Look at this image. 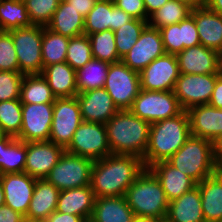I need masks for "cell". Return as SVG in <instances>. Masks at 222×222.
Instances as JSON below:
<instances>
[{"mask_svg": "<svg viewBox=\"0 0 222 222\" xmlns=\"http://www.w3.org/2000/svg\"><path fill=\"white\" fill-rule=\"evenodd\" d=\"M144 169L142 159L135 155L110 154L94 161L90 185L95 198L124 196Z\"/></svg>", "mask_w": 222, "mask_h": 222, "instance_id": "obj_1", "label": "cell"}, {"mask_svg": "<svg viewBox=\"0 0 222 222\" xmlns=\"http://www.w3.org/2000/svg\"><path fill=\"white\" fill-rule=\"evenodd\" d=\"M105 127L111 154L144 157L149 143V122L130 110H119Z\"/></svg>", "mask_w": 222, "mask_h": 222, "instance_id": "obj_2", "label": "cell"}, {"mask_svg": "<svg viewBox=\"0 0 222 222\" xmlns=\"http://www.w3.org/2000/svg\"><path fill=\"white\" fill-rule=\"evenodd\" d=\"M191 136L189 117L183 111L176 117L150 124L149 143L142 158L145 168L167 161Z\"/></svg>", "mask_w": 222, "mask_h": 222, "instance_id": "obj_3", "label": "cell"}, {"mask_svg": "<svg viewBox=\"0 0 222 222\" xmlns=\"http://www.w3.org/2000/svg\"><path fill=\"white\" fill-rule=\"evenodd\" d=\"M136 217L165 221L169 201L155 174L145 168L124 195Z\"/></svg>", "mask_w": 222, "mask_h": 222, "instance_id": "obj_4", "label": "cell"}, {"mask_svg": "<svg viewBox=\"0 0 222 222\" xmlns=\"http://www.w3.org/2000/svg\"><path fill=\"white\" fill-rule=\"evenodd\" d=\"M167 162L200 183L221 167L214 154L213 141L191 135Z\"/></svg>", "mask_w": 222, "mask_h": 222, "instance_id": "obj_5", "label": "cell"}, {"mask_svg": "<svg viewBox=\"0 0 222 222\" xmlns=\"http://www.w3.org/2000/svg\"><path fill=\"white\" fill-rule=\"evenodd\" d=\"M129 110L150 124L176 117L184 111L174 91H147L144 89L140 90Z\"/></svg>", "mask_w": 222, "mask_h": 222, "instance_id": "obj_6", "label": "cell"}, {"mask_svg": "<svg viewBox=\"0 0 222 222\" xmlns=\"http://www.w3.org/2000/svg\"><path fill=\"white\" fill-rule=\"evenodd\" d=\"M9 32L16 50L19 72L23 75L42 74L43 26L32 24Z\"/></svg>", "mask_w": 222, "mask_h": 222, "instance_id": "obj_7", "label": "cell"}, {"mask_svg": "<svg viewBox=\"0 0 222 222\" xmlns=\"http://www.w3.org/2000/svg\"><path fill=\"white\" fill-rule=\"evenodd\" d=\"M94 161L65 151L45 178L60 191L88 186Z\"/></svg>", "mask_w": 222, "mask_h": 222, "instance_id": "obj_8", "label": "cell"}, {"mask_svg": "<svg viewBox=\"0 0 222 222\" xmlns=\"http://www.w3.org/2000/svg\"><path fill=\"white\" fill-rule=\"evenodd\" d=\"M104 88L118 110H129L141 90L140 75L122 61L111 63Z\"/></svg>", "mask_w": 222, "mask_h": 222, "instance_id": "obj_9", "label": "cell"}, {"mask_svg": "<svg viewBox=\"0 0 222 222\" xmlns=\"http://www.w3.org/2000/svg\"><path fill=\"white\" fill-rule=\"evenodd\" d=\"M65 151L93 161L110 155L105 124L83 121Z\"/></svg>", "mask_w": 222, "mask_h": 222, "instance_id": "obj_10", "label": "cell"}, {"mask_svg": "<svg viewBox=\"0 0 222 222\" xmlns=\"http://www.w3.org/2000/svg\"><path fill=\"white\" fill-rule=\"evenodd\" d=\"M82 122L80 106L76 96L56 98L53 103L49 141L66 148Z\"/></svg>", "mask_w": 222, "mask_h": 222, "instance_id": "obj_11", "label": "cell"}, {"mask_svg": "<svg viewBox=\"0 0 222 222\" xmlns=\"http://www.w3.org/2000/svg\"><path fill=\"white\" fill-rule=\"evenodd\" d=\"M219 76L220 74L180 73L174 94L183 110L187 111L193 106L208 104Z\"/></svg>", "mask_w": 222, "mask_h": 222, "instance_id": "obj_12", "label": "cell"}, {"mask_svg": "<svg viewBox=\"0 0 222 222\" xmlns=\"http://www.w3.org/2000/svg\"><path fill=\"white\" fill-rule=\"evenodd\" d=\"M141 89L147 91H174L180 76L176 55L165 53L153 60L140 73Z\"/></svg>", "mask_w": 222, "mask_h": 222, "instance_id": "obj_13", "label": "cell"}, {"mask_svg": "<svg viewBox=\"0 0 222 222\" xmlns=\"http://www.w3.org/2000/svg\"><path fill=\"white\" fill-rule=\"evenodd\" d=\"M53 103L22 104V125L17 139L24 142L49 141Z\"/></svg>", "mask_w": 222, "mask_h": 222, "instance_id": "obj_14", "label": "cell"}, {"mask_svg": "<svg viewBox=\"0 0 222 222\" xmlns=\"http://www.w3.org/2000/svg\"><path fill=\"white\" fill-rule=\"evenodd\" d=\"M165 54L160 30L149 24L144 28L137 42L122 58V62L140 73L153 60Z\"/></svg>", "mask_w": 222, "mask_h": 222, "instance_id": "obj_15", "label": "cell"}, {"mask_svg": "<svg viewBox=\"0 0 222 222\" xmlns=\"http://www.w3.org/2000/svg\"><path fill=\"white\" fill-rule=\"evenodd\" d=\"M64 152V147L52 141L27 142L24 172L35 179H45Z\"/></svg>", "mask_w": 222, "mask_h": 222, "instance_id": "obj_16", "label": "cell"}, {"mask_svg": "<svg viewBox=\"0 0 222 222\" xmlns=\"http://www.w3.org/2000/svg\"><path fill=\"white\" fill-rule=\"evenodd\" d=\"M5 205L26 216L32 199L36 179L25 172L0 175Z\"/></svg>", "mask_w": 222, "mask_h": 222, "instance_id": "obj_17", "label": "cell"}, {"mask_svg": "<svg viewBox=\"0 0 222 222\" xmlns=\"http://www.w3.org/2000/svg\"><path fill=\"white\" fill-rule=\"evenodd\" d=\"M84 122L107 123L119 110L105 88H97L76 95Z\"/></svg>", "mask_w": 222, "mask_h": 222, "instance_id": "obj_18", "label": "cell"}, {"mask_svg": "<svg viewBox=\"0 0 222 222\" xmlns=\"http://www.w3.org/2000/svg\"><path fill=\"white\" fill-rule=\"evenodd\" d=\"M176 57L182 74H220L218 52L201 44L182 50Z\"/></svg>", "mask_w": 222, "mask_h": 222, "instance_id": "obj_19", "label": "cell"}, {"mask_svg": "<svg viewBox=\"0 0 222 222\" xmlns=\"http://www.w3.org/2000/svg\"><path fill=\"white\" fill-rule=\"evenodd\" d=\"M191 135L214 141L222 132V109L209 104L187 110Z\"/></svg>", "mask_w": 222, "mask_h": 222, "instance_id": "obj_20", "label": "cell"}, {"mask_svg": "<svg viewBox=\"0 0 222 222\" xmlns=\"http://www.w3.org/2000/svg\"><path fill=\"white\" fill-rule=\"evenodd\" d=\"M149 169L160 181L167 200L170 202L192 190L197 183L167 161H160L150 166Z\"/></svg>", "mask_w": 222, "mask_h": 222, "instance_id": "obj_21", "label": "cell"}, {"mask_svg": "<svg viewBox=\"0 0 222 222\" xmlns=\"http://www.w3.org/2000/svg\"><path fill=\"white\" fill-rule=\"evenodd\" d=\"M200 44L217 51L222 50V15L211 11L206 5L192 9Z\"/></svg>", "mask_w": 222, "mask_h": 222, "instance_id": "obj_22", "label": "cell"}, {"mask_svg": "<svg viewBox=\"0 0 222 222\" xmlns=\"http://www.w3.org/2000/svg\"><path fill=\"white\" fill-rule=\"evenodd\" d=\"M205 222L222 221V168L197 183Z\"/></svg>", "mask_w": 222, "mask_h": 222, "instance_id": "obj_23", "label": "cell"}, {"mask_svg": "<svg viewBox=\"0 0 222 222\" xmlns=\"http://www.w3.org/2000/svg\"><path fill=\"white\" fill-rule=\"evenodd\" d=\"M60 190L46 179H36L35 189L30 201L26 221H45L56 211Z\"/></svg>", "mask_w": 222, "mask_h": 222, "instance_id": "obj_24", "label": "cell"}, {"mask_svg": "<svg viewBox=\"0 0 222 222\" xmlns=\"http://www.w3.org/2000/svg\"><path fill=\"white\" fill-rule=\"evenodd\" d=\"M165 222H205L198 186L169 202Z\"/></svg>", "mask_w": 222, "mask_h": 222, "instance_id": "obj_25", "label": "cell"}, {"mask_svg": "<svg viewBox=\"0 0 222 222\" xmlns=\"http://www.w3.org/2000/svg\"><path fill=\"white\" fill-rule=\"evenodd\" d=\"M95 196L91 185L60 191L56 211L91 217L94 208Z\"/></svg>", "mask_w": 222, "mask_h": 222, "instance_id": "obj_26", "label": "cell"}, {"mask_svg": "<svg viewBox=\"0 0 222 222\" xmlns=\"http://www.w3.org/2000/svg\"><path fill=\"white\" fill-rule=\"evenodd\" d=\"M41 75L48 82L56 98L75 97L78 94L76 70L67 62L44 67Z\"/></svg>", "mask_w": 222, "mask_h": 222, "instance_id": "obj_27", "label": "cell"}, {"mask_svg": "<svg viewBox=\"0 0 222 222\" xmlns=\"http://www.w3.org/2000/svg\"><path fill=\"white\" fill-rule=\"evenodd\" d=\"M91 217L96 222H134L136 218L124 196L95 198Z\"/></svg>", "mask_w": 222, "mask_h": 222, "instance_id": "obj_28", "label": "cell"}, {"mask_svg": "<svg viewBox=\"0 0 222 222\" xmlns=\"http://www.w3.org/2000/svg\"><path fill=\"white\" fill-rule=\"evenodd\" d=\"M84 24L85 17L61 0L46 27L57 34L72 38L84 34Z\"/></svg>", "mask_w": 222, "mask_h": 222, "instance_id": "obj_29", "label": "cell"}, {"mask_svg": "<svg viewBox=\"0 0 222 222\" xmlns=\"http://www.w3.org/2000/svg\"><path fill=\"white\" fill-rule=\"evenodd\" d=\"M27 142L13 136L0 137V175L24 172Z\"/></svg>", "mask_w": 222, "mask_h": 222, "instance_id": "obj_30", "label": "cell"}, {"mask_svg": "<svg viewBox=\"0 0 222 222\" xmlns=\"http://www.w3.org/2000/svg\"><path fill=\"white\" fill-rule=\"evenodd\" d=\"M55 100V95L41 74L24 75L20 91L22 104L54 103Z\"/></svg>", "mask_w": 222, "mask_h": 222, "instance_id": "obj_31", "label": "cell"}, {"mask_svg": "<svg viewBox=\"0 0 222 222\" xmlns=\"http://www.w3.org/2000/svg\"><path fill=\"white\" fill-rule=\"evenodd\" d=\"M109 66V63L93 58L82 68L76 70L78 93L103 88Z\"/></svg>", "mask_w": 222, "mask_h": 222, "instance_id": "obj_32", "label": "cell"}, {"mask_svg": "<svg viewBox=\"0 0 222 222\" xmlns=\"http://www.w3.org/2000/svg\"><path fill=\"white\" fill-rule=\"evenodd\" d=\"M69 40V37L57 34L43 26L41 47L43 68L66 61Z\"/></svg>", "mask_w": 222, "mask_h": 222, "instance_id": "obj_33", "label": "cell"}, {"mask_svg": "<svg viewBox=\"0 0 222 222\" xmlns=\"http://www.w3.org/2000/svg\"><path fill=\"white\" fill-rule=\"evenodd\" d=\"M32 25L26 4L21 0H1L0 31H11Z\"/></svg>", "mask_w": 222, "mask_h": 222, "instance_id": "obj_34", "label": "cell"}, {"mask_svg": "<svg viewBox=\"0 0 222 222\" xmlns=\"http://www.w3.org/2000/svg\"><path fill=\"white\" fill-rule=\"evenodd\" d=\"M191 11L192 8L188 5L178 0H169L149 17L148 24L151 27L161 29L179 23L187 18Z\"/></svg>", "mask_w": 222, "mask_h": 222, "instance_id": "obj_35", "label": "cell"}, {"mask_svg": "<svg viewBox=\"0 0 222 222\" xmlns=\"http://www.w3.org/2000/svg\"><path fill=\"white\" fill-rule=\"evenodd\" d=\"M91 42L92 57L109 64L116 63L122 59L117 53L114 31L104 30L88 35Z\"/></svg>", "mask_w": 222, "mask_h": 222, "instance_id": "obj_36", "label": "cell"}, {"mask_svg": "<svg viewBox=\"0 0 222 222\" xmlns=\"http://www.w3.org/2000/svg\"><path fill=\"white\" fill-rule=\"evenodd\" d=\"M111 25H113V3L98 0L94 8L85 17L84 34L89 35L111 30Z\"/></svg>", "mask_w": 222, "mask_h": 222, "instance_id": "obj_37", "label": "cell"}, {"mask_svg": "<svg viewBox=\"0 0 222 222\" xmlns=\"http://www.w3.org/2000/svg\"><path fill=\"white\" fill-rule=\"evenodd\" d=\"M22 125V103L20 99L0 102V130L3 135L17 138Z\"/></svg>", "mask_w": 222, "mask_h": 222, "instance_id": "obj_38", "label": "cell"}, {"mask_svg": "<svg viewBox=\"0 0 222 222\" xmlns=\"http://www.w3.org/2000/svg\"><path fill=\"white\" fill-rule=\"evenodd\" d=\"M148 21L133 18L114 31L117 53L122 59L137 42Z\"/></svg>", "mask_w": 222, "mask_h": 222, "instance_id": "obj_39", "label": "cell"}, {"mask_svg": "<svg viewBox=\"0 0 222 222\" xmlns=\"http://www.w3.org/2000/svg\"><path fill=\"white\" fill-rule=\"evenodd\" d=\"M92 57L91 42L88 35L72 37L69 40L66 61L74 70L86 65Z\"/></svg>", "mask_w": 222, "mask_h": 222, "instance_id": "obj_40", "label": "cell"}, {"mask_svg": "<svg viewBox=\"0 0 222 222\" xmlns=\"http://www.w3.org/2000/svg\"><path fill=\"white\" fill-rule=\"evenodd\" d=\"M61 0H25L29 19L33 25L46 27Z\"/></svg>", "mask_w": 222, "mask_h": 222, "instance_id": "obj_41", "label": "cell"}, {"mask_svg": "<svg viewBox=\"0 0 222 222\" xmlns=\"http://www.w3.org/2000/svg\"><path fill=\"white\" fill-rule=\"evenodd\" d=\"M0 71L19 72L18 58L9 31H0Z\"/></svg>", "mask_w": 222, "mask_h": 222, "instance_id": "obj_42", "label": "cell"}, {"mask_svg": "<svg viewBox=\"0 0 222 222\" xmlns=\"http://www.w3.org/2000/svg\"><path fill=\"white\" fill-rule=\"evenodd\" d=\"M23 78L20 72L0 71V102L20 99Z\"/></svg>", "mask_w": 222, "mask_h": 222, "instance_id": "obj_43", "label": "cell"}, {"mask_svg": "<svg viewBox=\"0 0 222 222\" xmlns=\"http://www.w3.org/2000/svg\"><path fill=\"white\" fill-rule=\"evenodd\" d=\"M160 30L165 53L177 55L183 50L180 36V22L165 26Z\"/></svg>", "mask_w": 222, "mask_h": 222, "instance_id": "obj_44", "label": "cell"}, {"mask_svg": "<svg viewBox=\"0 0 222 222\" xmlns=\"http://www.w3.org/2000/svg\"><path fill=\"white\" fill-rule=\"evenodd\" d=\"M180 36L183 50L200 44L195 20L191 14L180 21Z\"/></svg>", "mask_w": 222, "mask_h": 222, "instance_id": "obj_45", "label": "cell"}, {"mask_svg": "<svg viewBox=\"0 0 222 222\" xmlns=\"http://www.w3.org/2000/svg\"><path fill=\"white\" fill-rule=\"evenodd\" d=\"M114 5L135 19L146 20L143 0H117Z\"/></svg>", "mask_w": 222, "mask_h": 222, "instance_id": "obj_46", "label": "cell"}, {"mask_svg": "<svg viewBox=\"0 0 222 222\" xmlns=\"http://www.w3.org/2000/svg\"><path fill=\"white\" fill-rule=\"evenodd\" d=\"M0 222H26L25 216L7 205L0 207Z\"/></svg>", "mask_w": 222, "mask_h": 222, "instance_id": "obj_47", "label": "cell"}, {"mask_svg": "<svg viewBox=\"0 0 222 222\" xmlns=\"http://www.w3.org/2000/svg\"><path fill=\"white\" fill-rule=\"evenodd\" d=\"M82 16L86 17L98 0H64Z\"/></svg>", "mask_w": 222, "mask_h": 222, "instance_id": "obj_48", "label": "cell"}, {"mask_svg": "<svg viewBox=\"0 0 222 222\" xmlns=\"http://www.w3.org/2000/svg\"><path fill=\"white\" fill-rule=\"evenodd\" d=\"M132 19L133 17L128 15L122 9L117 8L113 3V25H111V31H115Z\"/></svg>", "mask_w": 222, "mask_h": 222, "instance_id": "obj_49", "label": "cell"}, {"mask_svg": "<svg viewBox=\"0 0 222 222\" xmlns=\"http://www.w3.org/2000/svg\"><path fill=\"white\" fill-rule=\"evenodd\" d=\"M208 104L215 108L222 109V75L216 79V84Z\"/></svg>", "mask_w": 222, "mask_h": 222, "instance_id": "obj_50", "label": "cell"}, {"mask_svg": "<svg viewBox=\"0 0 222 222\" xmlns=\"http://www.w3.org/2000/svg\"><path fill=\"white\" fill-rule=\"evenodd\" d=\"M83 218L81 216L73 214H65L61 212L54 211L45 220L46 222H81Z\"/></svg>", "mask_w": 222, "mask_h": 222, "instance_id": "obj_51", "label": "cell"}, {"mask_svg": "<svg viewBox=\"0 0 222 222\" xmlns=\"http://www.w3.org/2000/svg\"><path fill=\"white\" fill-rule=\"evenodd\" d=\"M143 1H144V7L146 9V21H148L149 17L169 0H143Z\"/></svg>", "mask_w": 222, "mask_h": 222, "instance_id": "obj_52", "label": "cell"}, {"mask_svg": "<svg viewBox=\"0 0 222 222\" xmlns=\"http://www.w3.org/2000/svg\"><path fill=\"white\" fill-rule=\"evenodd\" d=\"M213 148L218 165L222 167V132L213 141Z\"/></svg>", "mask_w": 222, "mask_h": 222, "instance_id": "obj_53", "label": "cell"}, {"mask_svg": "<svg viewBox=\"0 0 222 222\" xmlns=\"http://www.w3.org/2000/svg\"><path fill=\"white\" fill-rule=\"evenodd\" d=\"M206 6L211 11L222 15V0H206Z\"/></svg>", "mask_w": 222, "mask_h": 222, "instance_id": "obj_54", "label": "cell"}, {"mask_svg": "<svg viewBox=\"0 0 222 222\" xmlns=\"http://www.w3.org/2000/svg\"><path fill=\"white\" fill-rule=\"evenodd\" d=\"M179 2H182L192 9L200 8L206 5V0H178Z\"/></svg>", "mask_w": 222, "mask_h": 222, "instance_id": "obj_55", "label": "cell"}, {"mask_svg": "<svg viewBox=\"0 0 222 222\" xmlns=\"http://www.w3.org/2000/svg\"><path fill=\"white\" fill-rule=\"evenodd\" d=\"M134 222H165L157 219H152V218H139L136 217Z\"/></svg>", "mask_w": 222, "mask_h": 222, "instance_id": "obj_56", "label": "cell"}, {"mask_svg": "<svg viewBox=\"0 0 222 222\" xmlns=\"http://www.w3.org/2000/svg\"><path fill=\"white\" fill-rule=\"evenodd\" d=\"M4 204H5L4 190H3V186H2L1 181H0V207Z\"/></svg>", "mask_w": 222, "mask_h": 222, "instance_id": "obj_57", "label": "cell"}, {"mask_svg": "<svg viewBox=\"0 0 222 222\" xmlns=\"http://www.w3.org/2000/svg\"><path fill=\"white\" fill-rule=\"evenodd\" d=\"M219 73L222 75V50L218 53Z\"/></svg>", "mask_w": 222, "mask_h": 222, "instance_id": "obj_58", "label": "cell"}, {"mask_svg": "<svg viewBox=\"0 0 222 222\" xmlns=\"http://www.w3.org/2000/svg\"><path fill=\"white\" fill-rule=\"evenodd\" d=\"M81 222H96L92 217H86L81 220Z\"/></svg>", "mask_w": 222, "mask_h": 222, "instance_id": "obj_59", "label": "cell"}, {"mask_svg": "<svg viewBox=\"0 0 222 222\" xmlns=\"http://www.w3.org/2000/svg\"><path fill=\"white\" fill-rule=\"evenodd\" d=\"M104 1L115 3L117 0H104Z\"/></svg>", "mask_w": 222, "mask_h": 222, "instance_id": "obj_60", "label": "cell"}, {"mask_svg": "<svg viewBox=\"0 0 222 222\" xmlns=\"http://www.w3.org/2000/svg\"><path fill=\"white\" fill-rule=\"evenodd\" d=\"M26 222H46V221H26Z\"/></svg>", "mask_w": 222, "mask_h": 222, "instance_id": "obj_61", "label": "cell"}]
</instances>
